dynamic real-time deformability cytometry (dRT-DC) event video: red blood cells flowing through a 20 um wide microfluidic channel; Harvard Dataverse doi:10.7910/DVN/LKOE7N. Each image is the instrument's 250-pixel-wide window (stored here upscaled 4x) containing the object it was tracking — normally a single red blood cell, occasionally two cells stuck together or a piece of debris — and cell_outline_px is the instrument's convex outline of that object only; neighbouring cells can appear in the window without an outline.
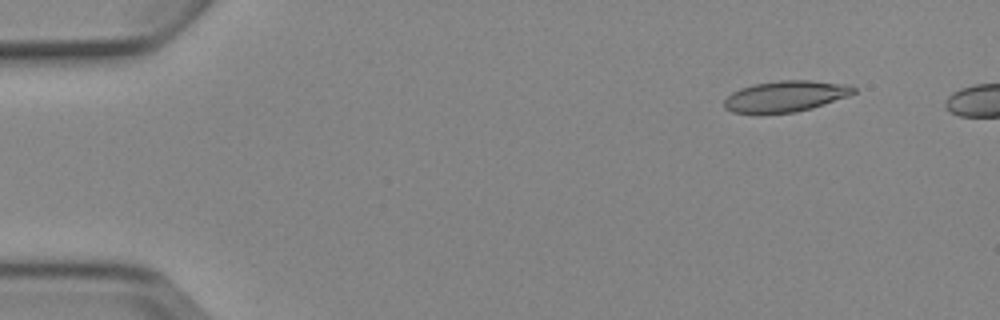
{"species": "Egyptian fruit bat (a non-hibernating species)", "species_latin": "Rousettus aegyptiacus", "temperature_condition": "cold", "stored_images_in_passage": 5, "camera_frame_rate_fps": 3000, "um_per_image_px": 0.085, "animal": {"sex": "female"}, "frame": {"image": 1, "passage_image": 2, "time_ms": 1.0, "image_size_px": [1000, 320], "cell_outline_px": [[856, 92], [848, 96], [812, 108], [796, 112], [756, 116], [732, 112], [724, 108], [724, 100], [732, 92], [740, 88], [752, 84], [780, 80], [812, 80], [852, 84], [856, 88]], "centroid_in_image_um": [66.74, 8.21], "position_along_channel_um": 18.3, "area_um2": 24.28}}